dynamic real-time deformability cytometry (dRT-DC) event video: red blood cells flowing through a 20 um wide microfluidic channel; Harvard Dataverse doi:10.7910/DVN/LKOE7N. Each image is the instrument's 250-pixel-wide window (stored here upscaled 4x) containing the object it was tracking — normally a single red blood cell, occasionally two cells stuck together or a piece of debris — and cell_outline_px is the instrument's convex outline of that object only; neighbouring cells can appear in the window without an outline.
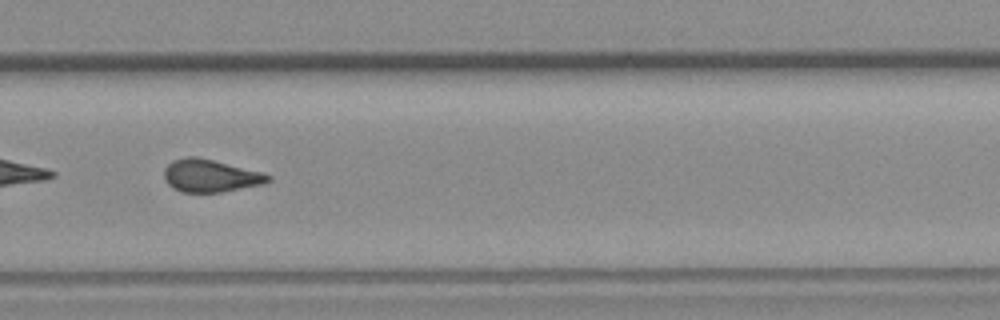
{"species": "common noctule bat (a hibernating species)", "species_latin": "Nyctalus noctula", "temperature_condition": "room temperature", "stored_images_in_passage": 43, "camera_frame_rate_fps": 3000, "um_per_image_px": 0.085, "animal": {"sex": "female", "body_mass_g": 19.3, "forearm_length_mm": 54.1}, "frame": {"image": 1, "passage_image": 31, "time_ms": 10.0, "image_size_px": [1000, 320], "cell_outline_px": [[272, 180], [264, 184], [220, 192], [180, 192], [172, 188], [164, 180], [164, 168], [172, 160], [188, 156], [196, 156], [260, 172], [272, 176]], "centroid_in_image_um": [17.84, 14.94], "position_along_channel_um": 312.0, "area_um2": 19.71}}